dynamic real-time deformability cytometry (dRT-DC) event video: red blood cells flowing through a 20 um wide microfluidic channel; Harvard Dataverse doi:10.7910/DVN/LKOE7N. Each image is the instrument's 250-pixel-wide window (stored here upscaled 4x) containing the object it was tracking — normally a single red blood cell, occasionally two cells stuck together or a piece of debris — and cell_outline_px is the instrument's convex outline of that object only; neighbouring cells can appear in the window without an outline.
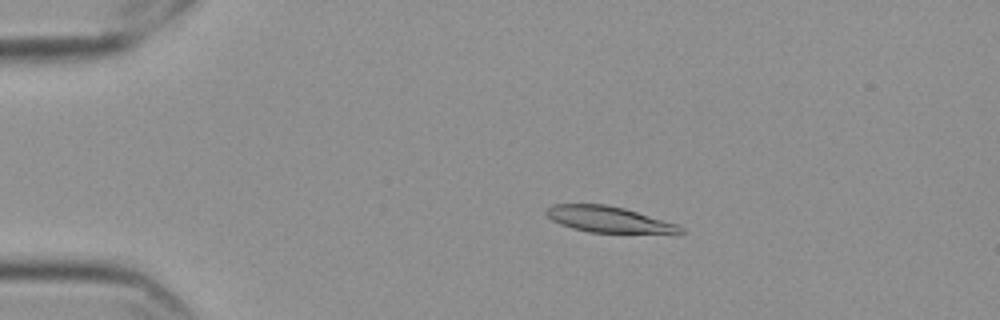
{"species": "Egyptian fruit bat (a non-hibernating species)", "species_latin": "Rousettus aegyptiacus", "temperature_condition": "cold", "stored_images_in_passage": 50, "camera_frame_rate_fps": 3000, "um_per_image_px": 0.085, "frame": {"image": 1, "passage_image": 4, "time_ms": 1.0, "image_size_px": [1000, 320], "cell_outline_px": [[684, 232], [588, 232], [572, 228], [560, 224], [552, 220], [544, 212], [544, 208], [552, 204], [604, 204], [624, 208], [676, 224], [684, 228]], "centroid_in_image_um": [51.61, 18.62], "position_along_channel_um": 33.4, "area_um2": 19.88}}
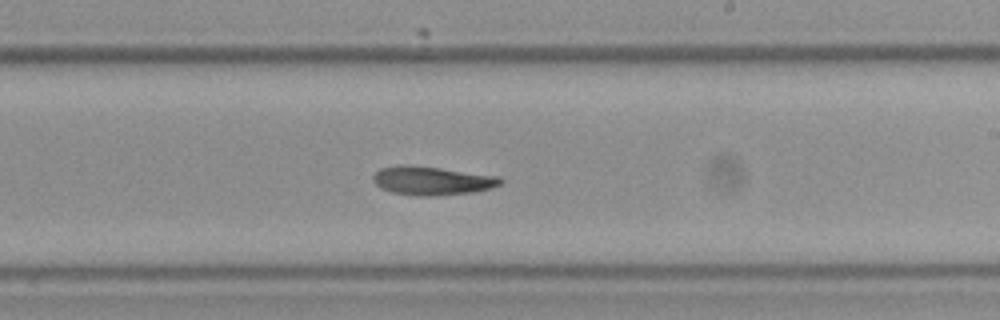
{"frame": {"image": 2, "passage_image": 27, "time_ms": 8.667, "image_size_px": [1000, 320], "cell_outline_px": [[504, 180], [500, 184], [476, 192], [432, 196], [416, 196], [392, 192], [380, 188], [372, 180], [372, 176], [380, 168], [440, 168], [500, 176]], "centroid_in_image_um": [36.79, 15.41], "position_along_channel_um": 252.2, "area_um2": 20.46}}
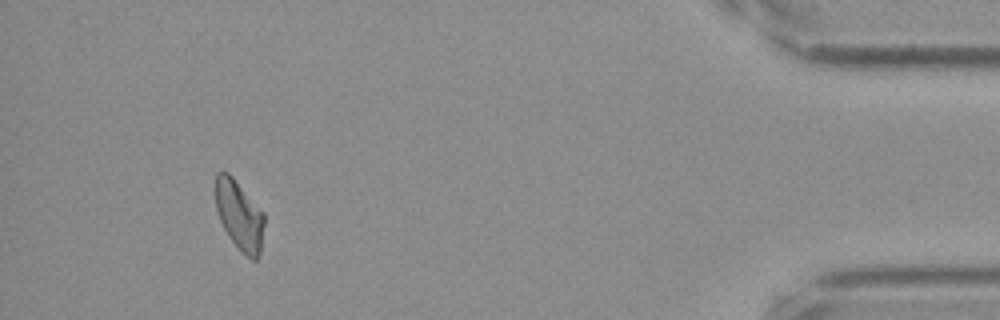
{"frame": {"image": 3, "passage_image": 46, "time_ms": 15.0, "image_size_px": [1000, 320], "cell_outline_px": [[264, 224], [260, 252], [256, 260], [252, 260], [228, 236], [220, 220], [216, 208], [216, 172], [228, 172], [232, 176], [264, 212]], "centroid_in_image_um": [20.35, 18.27], "position_along_channel_um": 414.8, "area_um2": 19.36}, "authors_computed_cell_mechanics": {"area_um2": 20.6346, "velocity_mm_per_s": 3.5343, "shape_relaxation_time_tau1_ms": 4.7294, "shape_relaxation_time_tau2_ms": 9.0717, "deformation_change_tau1": 0.1233, "deformation_change_tau2": 0.1345}}